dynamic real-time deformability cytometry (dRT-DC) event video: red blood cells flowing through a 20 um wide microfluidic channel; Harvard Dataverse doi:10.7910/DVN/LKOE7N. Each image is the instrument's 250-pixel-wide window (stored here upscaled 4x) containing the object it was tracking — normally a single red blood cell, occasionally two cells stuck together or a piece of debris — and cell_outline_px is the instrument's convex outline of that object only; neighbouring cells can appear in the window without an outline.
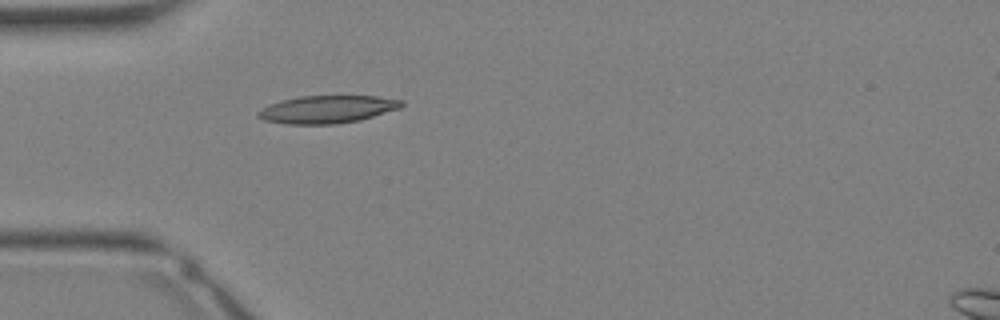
{"species": "Egyptian fruit bat (a non-hibernating species)", "species_latin": "Rousettus aegyptiacus", "temperature_condition": "warm", "stored_images_in_passage": 25, "camera_frame_rate_fps": 3000, "um_per_image_px": 0.085, "animal": {"sex": "female"}, "frame": {"image": 1, "passage_image": 1, "time_ms": 0.0, "image_size_px": [1000, 320], "cell_outline_px": [[404, 104], [400, 108], [360, 120], [336, 124], [288, 124], [264, 120], [256, 116], [256, 112], [268, 104], [280, 100], [300, 96], [376, 96], [404, 100]], "centroid_in_image_um": [27.8, 9.29], "position_along_channel_um": 57.2, "area_um2": 23.24}}
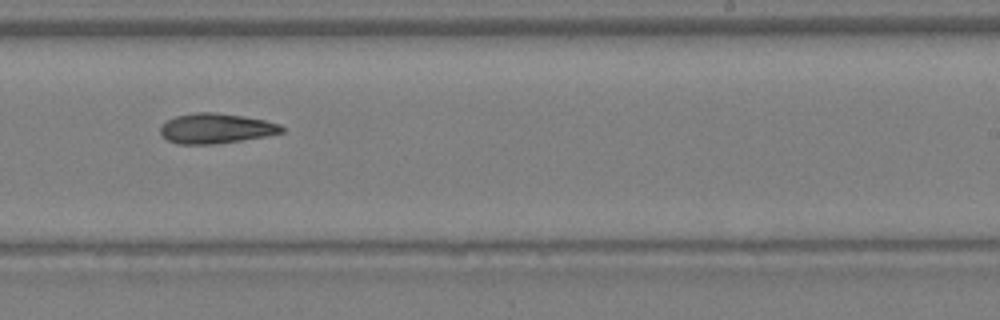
{"frame": {"image": 2, "passage_image": 12, "time_ms": 3.667, "image_size_px": [1000, 320], "cell_outline_px": [[284, 132], [264, 136], [240, 140], [212, 144], [180, 144], [168, 140], [160, 132], [160, 128], [168, 120], [176, 116], [196, 112], [216, 112], [244, 116], [264, 120], [280, 124], [284, 128]], "centroid_in_image_um": [18.37, 10.9], "position_along_channel_um": 270.6, "area_um2": 20.98}}
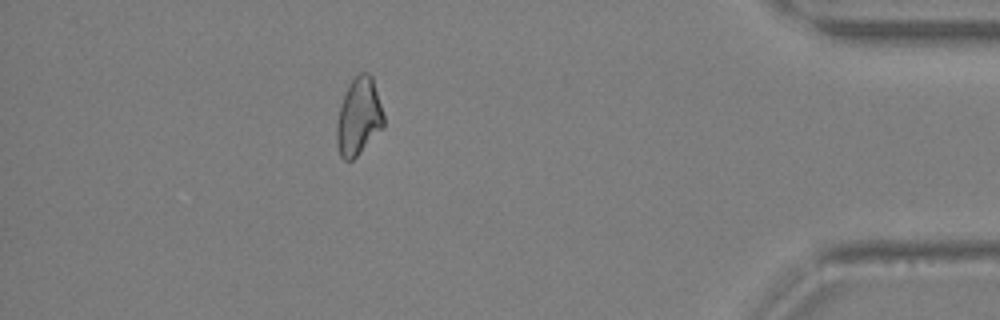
{"frame": {"image": 3, "passage_image": 21, "time_ms": 6.667, "image_size_px": [1000, 320], "cell_outline_px": [[384, 124], [356, 156], [352, 160], [344, 160], [340, 156], [336, 144], [336, 124], [340, 104], [348, 84], [360, 72], [368, 72], [372, 76], [384, 116]], "centroid_in_image_um": [30.45, 9.89], "position_along_channel_um": 404.8, "area_um2": 20.92}}